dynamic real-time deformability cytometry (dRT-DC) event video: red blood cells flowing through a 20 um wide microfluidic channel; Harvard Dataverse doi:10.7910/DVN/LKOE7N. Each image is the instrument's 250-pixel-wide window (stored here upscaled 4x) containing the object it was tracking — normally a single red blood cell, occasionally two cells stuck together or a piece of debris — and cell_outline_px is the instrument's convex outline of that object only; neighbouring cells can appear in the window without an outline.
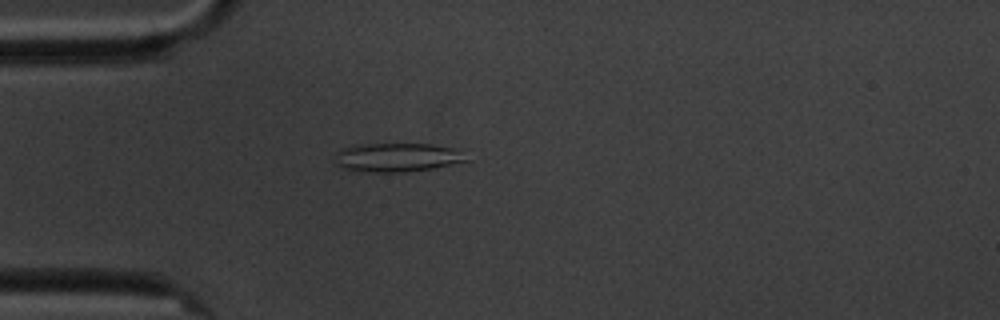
{"species": "common noctule bat (a hibernating species)", "species_latin": "Nyctalus noctula", "temperature_condition": "cold", "stored_images_in_passage": 6, "camera_frame_rate_fps": 3000, "um_per_image_px": 0.085, "animal": {"sex": "male", "body_mass_g": 20.1, "forearm_length_mm": 53.5}, "frame": {"image": 1, "passage_image": 5, "time_ms": 4.667, "image_size_px": [1000, 320], "cell_outline_px": [[472, 160], [432, 168], [404, 172], [348, 172], [336, 164], [336, 152], [340, 148], [352, 144], [432, 144], [464, 148]], "centroid_in_image_um": [33.82, 13.37], "position_along_channel_um": 51.2, "area_um2": 23.06}}